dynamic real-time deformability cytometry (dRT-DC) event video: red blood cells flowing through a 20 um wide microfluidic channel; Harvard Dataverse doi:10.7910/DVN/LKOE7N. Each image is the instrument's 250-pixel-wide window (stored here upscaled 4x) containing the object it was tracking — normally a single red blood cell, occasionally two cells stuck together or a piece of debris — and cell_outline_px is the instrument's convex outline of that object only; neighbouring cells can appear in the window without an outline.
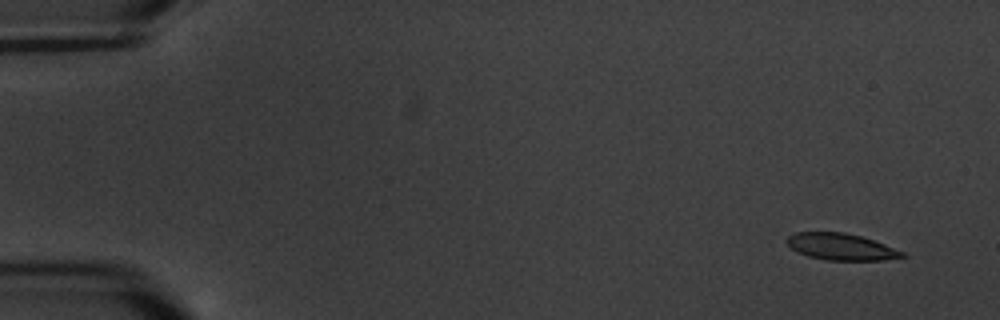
{"species": "common noctule bat (a hibernating species)", "species_latin": "Nyctalus noctula", "temperature_condition": "warm", "stored_images_in_passage": 6, "camera_frame_rate_fps": 3000, "um_per_image_px": 0.085, "animal": {"sex": "male", "body_mass_g": 20.1, "forearm_length_mm": 53.5}, "frame": {"image": 1, "passage_image": 1, "time_ms": 0.0, "image_size_px": [1000, 320], "cell_outline_px": [[908, 256], [880, 260], [824, 260], [808, 256], [796, 252], [788, 244], [788, 236], [796, 232], [844, 232], [860, 236], [884, 244], [904, 252]], "centroid_in_image_um": [71.48, 20.98], "position_along_channel_um": 13.5, "area_um2": 17.74}}
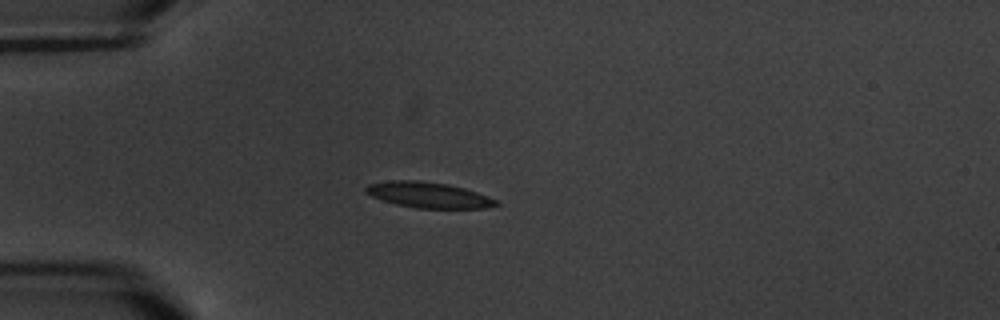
{"frame": {"image": 2, "passage_image": 4, "time_ms": 4.333, "image_size_px": [1000, 320], "cell_outline_px": [[500, 204], [484, 208], [416, 208], [396, 204], [372, 196], [364, 192], [364, 188], [368, 184], [388, 180], [420, 180], [448, 184], [464, 188], [500, 200]], "centroid_in_image_um": [36.42, 16.56], "position_along_channel_um": 48.6, "area_um2": 19.59}}